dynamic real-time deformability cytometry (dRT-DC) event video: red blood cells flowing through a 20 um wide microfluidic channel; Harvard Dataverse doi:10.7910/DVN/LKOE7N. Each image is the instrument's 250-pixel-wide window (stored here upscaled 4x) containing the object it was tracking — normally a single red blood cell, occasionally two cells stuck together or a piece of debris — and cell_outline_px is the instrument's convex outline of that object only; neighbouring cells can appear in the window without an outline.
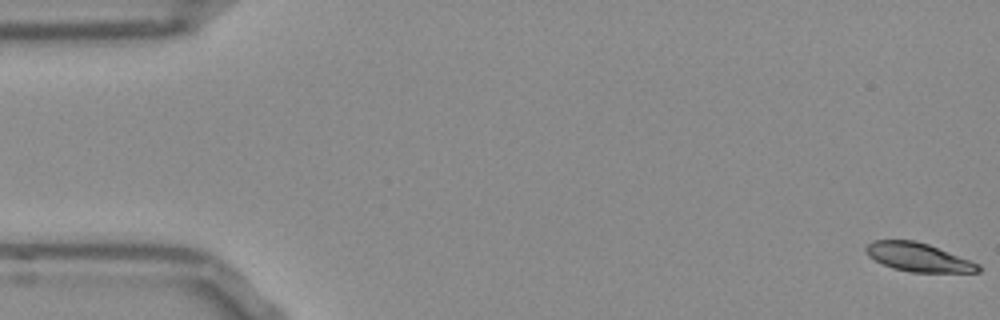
{"species": "Egyptian fruit bat (a non-hibernating species)", "species_latin": "Rousettus aegyptiacus", "temperature_condition": "room temperature", "stored_images_in_passage": 53, "camera_frame_rate_fps": 3000, "um_per_image_px": 0.085, "frame": {"image": 1, "passage_image": 1, "time_ms": 0.0, "image_size_px": [1000, 320], "cell_outline_px": [[980, 272], [908, 272], [892, 268], [868, 256], [864, 248], [872, 240], [912, 240], [928, 244], [980, 264]], "centroid_in_image_um": [78.04, 21.86], "position_along_channel_um": 7.0, "area_um2": 18.55}}
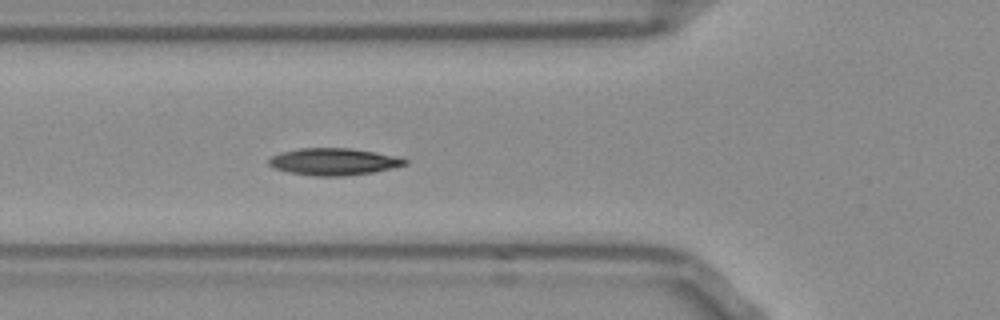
{"frame": {"image": 2, "passage_image": 19, "time_ms": 6.0, "image_size_px": [1000, 320], "cell_outline_px": [[408, 164], [392, 168], [372, 172], [344, 176], [312, 176], [288, 172], [272, 168], [268, 164], [268, 160], [272, 156], [280, 152], [300, 148], [348, 148], [400, 156], [408, 160]], "centroid_in_image_um": [28.35, 13.74], "position_along_channel_um": 97.4, "area_um2": 21.56}}
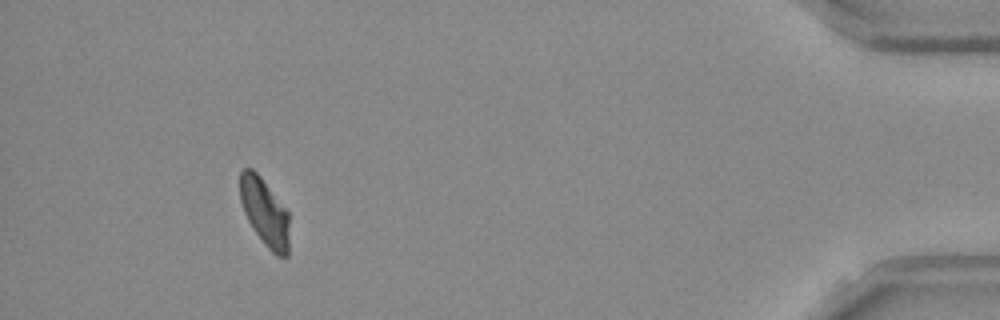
{"frame": {"image": 3, "passage_image": 49, "time_ms": 16.0, "image_size_px": [1000, 320], "cell_outline_px": [[288, 256], [276, 256], [264, 244], [248, 220], [244, 212], [240, 200], [240, 172], [244, 168], [252, 168], [260, 176], [288, 212]], "centroid_in_image_um": [22.48, 18.03], "position_along_channel_um": 412.7, "area_um2": 19.07}, "authors_computed_cell_mechanics": {"area_um2": 20.0566, "velocity_mm_per_s": 3.8304, "shape_relaxation_time_tau1_ms": 4.4688, "shape_relaxation_time_tau2_ms": null, "deformation_change_tau1": 0.1508, "deformation_change_tau2": null}}